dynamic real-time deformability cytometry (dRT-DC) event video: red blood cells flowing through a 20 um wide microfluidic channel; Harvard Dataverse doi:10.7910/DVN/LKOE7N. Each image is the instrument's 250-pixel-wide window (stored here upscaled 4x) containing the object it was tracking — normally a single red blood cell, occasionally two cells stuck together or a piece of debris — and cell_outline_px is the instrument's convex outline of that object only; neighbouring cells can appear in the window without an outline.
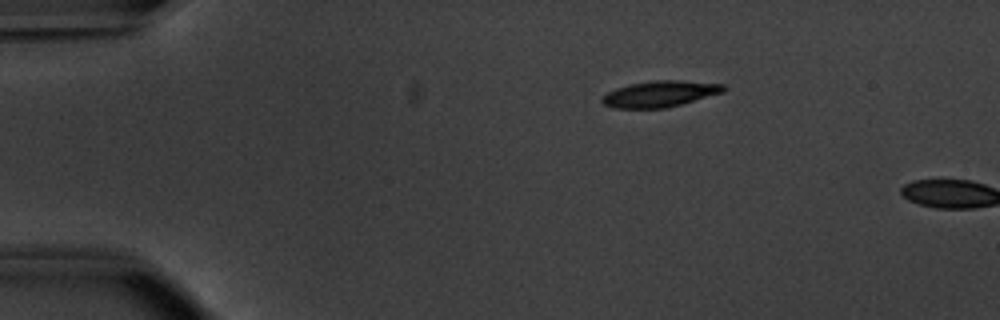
{"species": "common noctule bat (a hibernating species)", "species_latin": "Nyctalus noctula", "temperature_condition": "warm", "stored_images_in_passage": 3, "camera_frame_rate_fps": 3000, "um_per_image_px": 0.085, "animal": {"sex": "male", "body_mass_g": 20.1, "forearm_length_mm": 53.5}, "frame": {"image": 1, "passage_image": 1, "time_ms": 0.0, "image_size_px": [1000, 320], "cell_outline_px": [[728, 88], [724, 92], [680, 104], [664, 108], [616, 108], [604, 104], [600, 100], [608, 92], [616, 88], [632, 84], [652, 80], [680, 80], [724, 84]], "centroid_in_image_um": [56.13, 7.97], "position_along_channel_um": 28.9, "area_um2": 18.32}}